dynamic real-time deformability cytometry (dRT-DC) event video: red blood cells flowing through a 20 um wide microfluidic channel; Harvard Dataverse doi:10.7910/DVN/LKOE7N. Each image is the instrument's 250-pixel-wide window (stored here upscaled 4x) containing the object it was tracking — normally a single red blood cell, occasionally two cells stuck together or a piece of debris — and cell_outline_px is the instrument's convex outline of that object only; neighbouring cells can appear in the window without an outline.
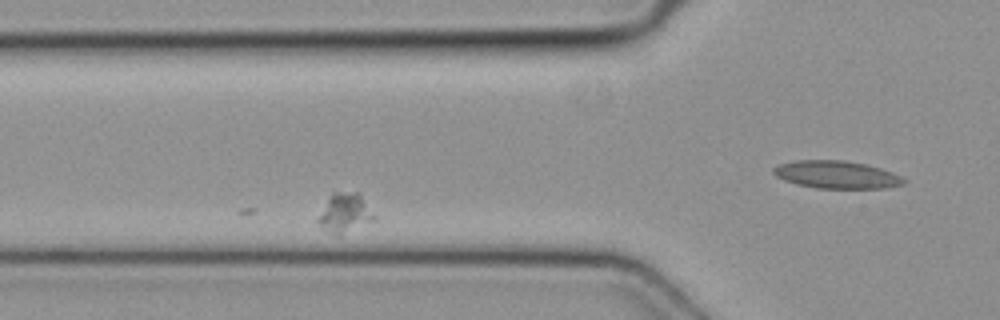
{"species": "common noctule bat (a hibernating species)", "species_latin": "Nyctalus noctula", "temperature_condition": "cold", "stored_images_in_passage": 7, "camera_frame_rate_fps": 3000, "um_per_image_px": 0.085, "animal": {"sex": "female", "body_mass_g": 19.3, "forearm_length_mm": 54.1}, "frame": {"image": 1, "passage_image": 4, "time_ms": 1.0, "image_size_px": [1000, 320], "cell_outline_px": [[376, 220], [340, 236], [324, 228], [316, 220], [332, 192], [360, 192], [376, 216]], "centroid_in_image_um": [29.37, 18.09], "position_along_channel_um": 96.4, "area_um2": 12.83}}
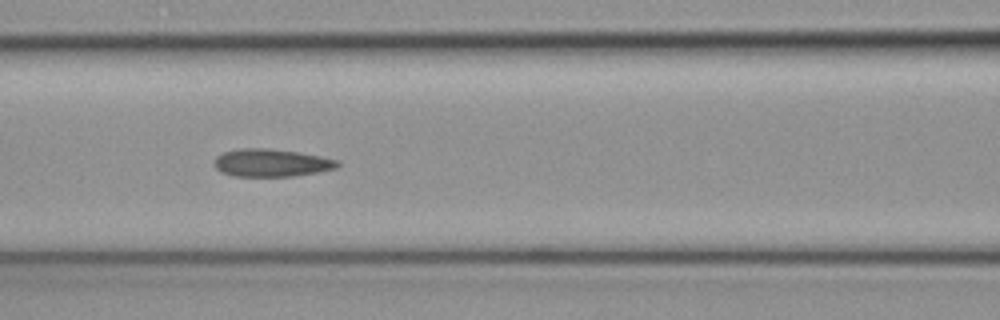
{"frame": {"image": 2, "passage_image": 6, "time_ms": 1.667, "image_size_px": [1000, 320], "cell_outline_px": [[340, 164], [336, 168], [320, 172], [292, 176], [232, 176], [220, 172], [216, 168], [216, 156], [224, 152], [240, 148], [268, 148], [296, 152], [320, 156], [336, 160]], "centroid_in_image_um": [23.06, 13.84], "position_along_channel_um": 143.5, "area_um2": 19.77}}
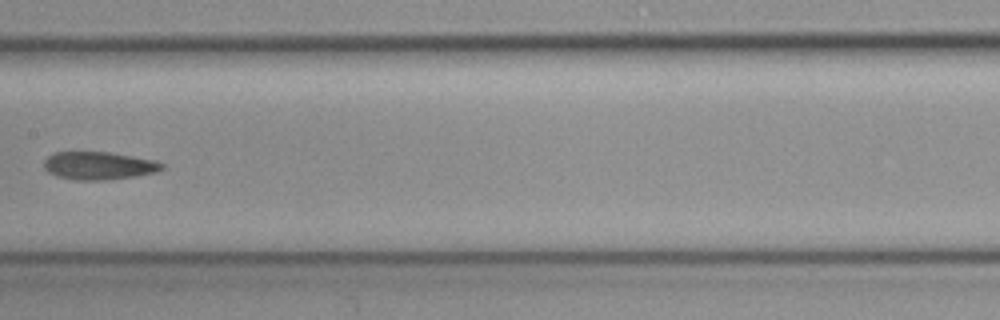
{"frame": {"image": 3, "passage_image": 7, "time_ms": 2.0, "image_size_px": [1000, 320], "cell_outline_px": [[164, 168], [156, 172], [132, 176], [104, 180], [76, 180], [56, 176], [48, 172], [44, 168], [44, 160], [48, 156], [56, 152], [112, 152], [156, 160], [164, 164]], "centroid_in_image_um": [8.4, 14.07], "position_along_channel_um": 199.0, "area_um2": 19.19}}